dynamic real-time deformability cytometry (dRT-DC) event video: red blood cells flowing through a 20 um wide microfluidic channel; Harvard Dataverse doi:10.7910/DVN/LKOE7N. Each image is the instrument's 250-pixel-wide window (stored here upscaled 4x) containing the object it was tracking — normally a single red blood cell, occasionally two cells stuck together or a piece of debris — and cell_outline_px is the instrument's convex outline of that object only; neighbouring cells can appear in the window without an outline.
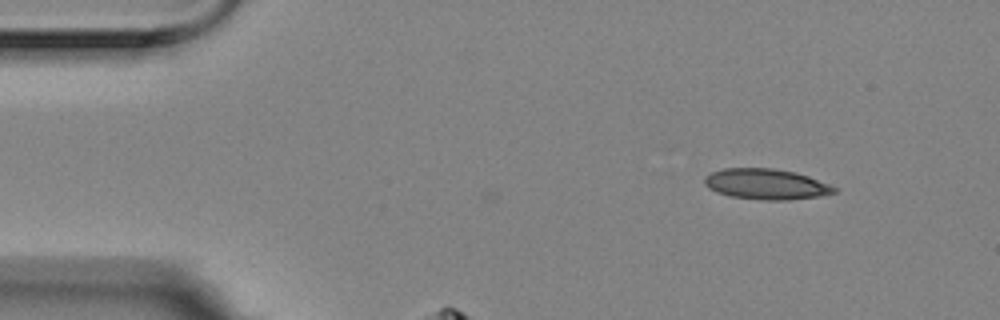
{"species": "Egyptian fruit bat (a non-hibernating species)", "species_latin": "Rousettus aegyptiacus", "temperature_condition": "room temperature", "stored_images_in_passage": 11, "camera_frame_rate_fps": 3000, "um_per_image_px": 0.085, "animal": {"sex": "female"}, "frame": {"image": 1, "passage_image": 1, "time_ms": 0.0, "image_size_px": [1000, 320], "cell_outline_px": [[836, 192], [820, 196], [788, 200], [760, 200], [732, 196], [716, 192], [708, 188], [704, 184], [704, 176], [712, 172], [724, 168], [772, 168], [796, 172], [808, 176], [828, 184], [836, 188]], "centroid_in_image_um": [65.09, 15.65], "position_along_channel_um": 19.9, "area_um2": 23.12}}